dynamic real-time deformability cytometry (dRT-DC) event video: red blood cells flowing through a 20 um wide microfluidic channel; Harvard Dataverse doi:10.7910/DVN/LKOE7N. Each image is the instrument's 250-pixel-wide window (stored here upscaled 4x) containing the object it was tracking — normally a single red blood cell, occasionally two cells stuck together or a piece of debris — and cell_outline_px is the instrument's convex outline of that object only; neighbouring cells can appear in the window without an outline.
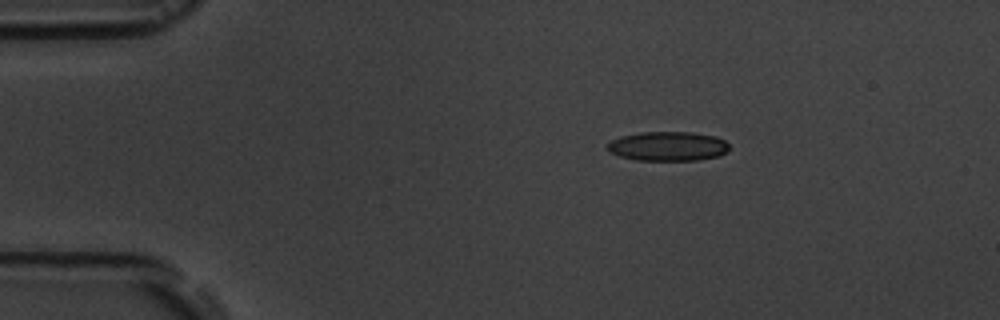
{"species": "common noctule bat (a hibernating species)", "species_latin": "Nyctalus noctula", "temperature_condition": "room temperature", "stored_images_in_passage": 3, "camera_frame_rate_fps": 3000, "um_per_image_px": 0.085, "animal": {"sex": "male", "body_mass_g": 19.5, "forearm_length_mm": 54.6}, "frame": {"image": 1, "passage_image": 1, "time_ms": 0.0, "image_size_px": [1000, 320], "cell_outline_px": [[728, 152], [720, 156], [700, 160], [636, 160], [620, 156], [608, 152], [604, 148], [612, 140], [620, 136], [640, 132], [692, 132], [716, 136], [724, 140], [728, 144]], "centroid_in_image_um": [56.77, 12.43], "position_along_channel_um": 28.2, "area_um2": 21.1}}
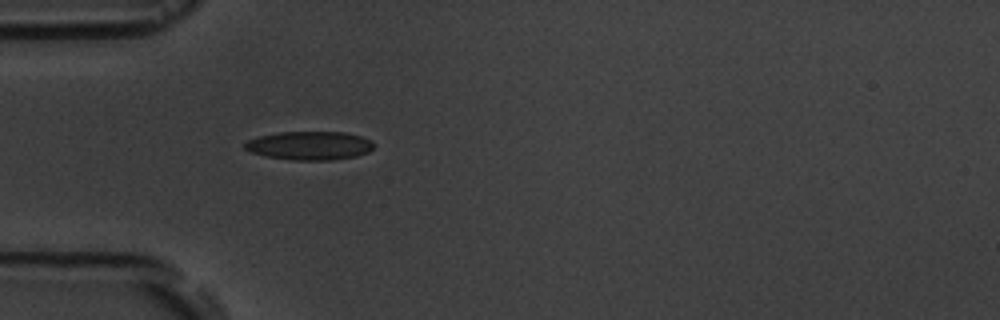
{"frame": {"image": 2, "passage_image": 3, "time_ms": 2.333, "image_size_px": [1000, 320], "cell_outline_px": [[376, 144], [368, 152], [356, 156], [332, 160], [292, 160], [264, 156], [252, 152], [244, 148], [244, 144], [248, 140], [260, 136], [280, 132], [344, 132], [360, 136], [372, 140]], "centroid_in_image_um": [26.34, 12.38], "position_along_channel_um": 58.7, "area_um2": 21.5}}